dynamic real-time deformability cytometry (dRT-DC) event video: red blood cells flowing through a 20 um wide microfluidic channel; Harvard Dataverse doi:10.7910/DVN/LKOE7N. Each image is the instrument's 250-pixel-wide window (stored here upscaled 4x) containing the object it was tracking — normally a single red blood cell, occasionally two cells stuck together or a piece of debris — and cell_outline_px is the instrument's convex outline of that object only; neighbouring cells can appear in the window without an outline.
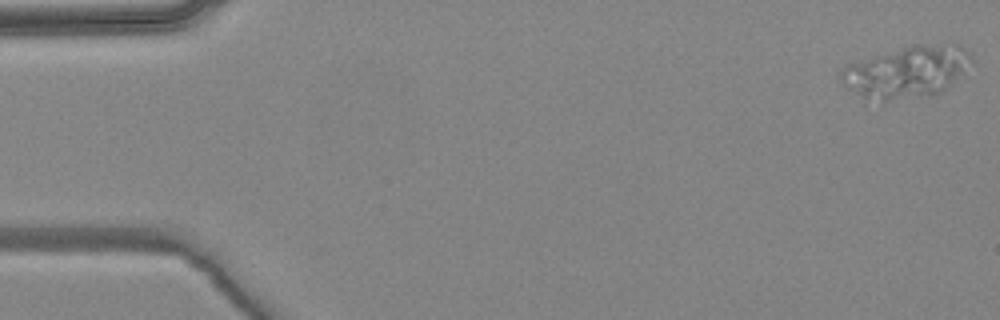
{"species": "common noctule bat (a hibernating species)", "species_latin": "Nyctalus noctula", "temperature_condition": "warm", "stored_images_in_passage": 5, "camera_frame_rate_fps": 3000, "um_per_image_px": 0.085, "animal": {"sex": "female", "body_mass_g": 24.6, "forearm_length_mm": 56.2}, "frame": {"image": 1, "passage_image": 1, "time_ms": 0.0, "image_size_px": [1000, 320], "cell_outline_px": [[972, 60], [936, 96], [888, 100], [884, 100], [864, 96], [848, 88], [844, 84], [840, 76], [840, 68], [848, 64], [912, 44], [960, 44], [972, 56]], "centroid_in_image_um": [77.06, 6.08], "position_along_channel_um": 7.9, "area_um2": 38.38}}
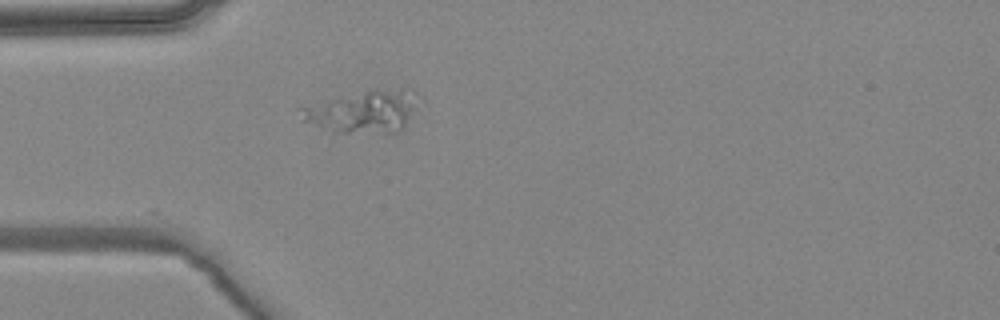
{"frame": {"image": 2, "passage_image": 5, "time_ms": 1.333, "image_size_px": [1000, 320], "cell_outline_px": [[416, 104], [404, 124], [396, 132], [332, 132], [300, 120], [300, 108], [332, 100], [368, 92], [400, 92]], "centroid_in_image_um": [30.67, 9.6], "position_along_channel_um": 54.3, "area_um2": 25.84}}